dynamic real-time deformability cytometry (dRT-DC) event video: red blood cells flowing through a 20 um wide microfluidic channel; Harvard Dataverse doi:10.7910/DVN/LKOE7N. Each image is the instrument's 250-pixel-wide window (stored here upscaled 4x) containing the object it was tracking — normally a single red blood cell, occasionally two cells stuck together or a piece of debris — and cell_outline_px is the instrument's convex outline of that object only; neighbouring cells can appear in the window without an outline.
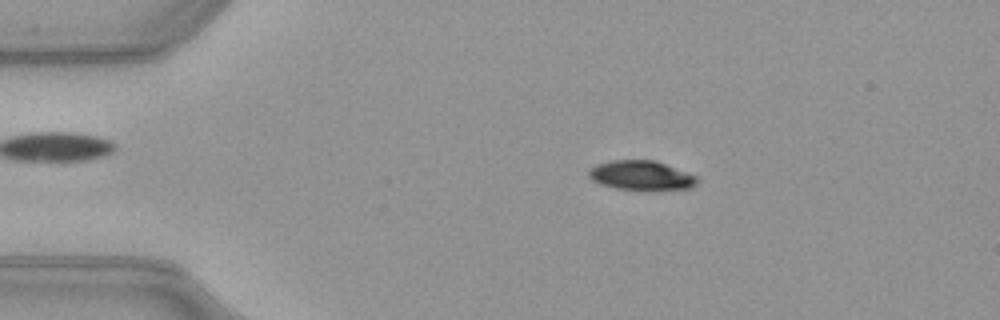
{"species": "common noctule bat (a hibernating species)", "species_latin": "Nyctalus noctula", "temperature_condition": "warm", "stored_images_in_passage": 51, "camera_frame_rate_fps": 3000, "um_per_image_px": 0.085, "animal": {"sex": "female", "body_mass_g": 21.9}, "frame": {"image": 1, "passage_image": 9, "time_ms": 2.667, "image_size_px": [1000, 320], "cell_outline_px": [[700, 180], [692, 188], [644, 192], [616, 188], [600, 184], [592, 180], [588, 176], [588, 172], [596, 164], [612, 160], [656, 160], [696, 176]], "centroid_in_image_um": [54.53, 14.95], "position_along_channel_um": 30.5, "area_um2": 19.13}}
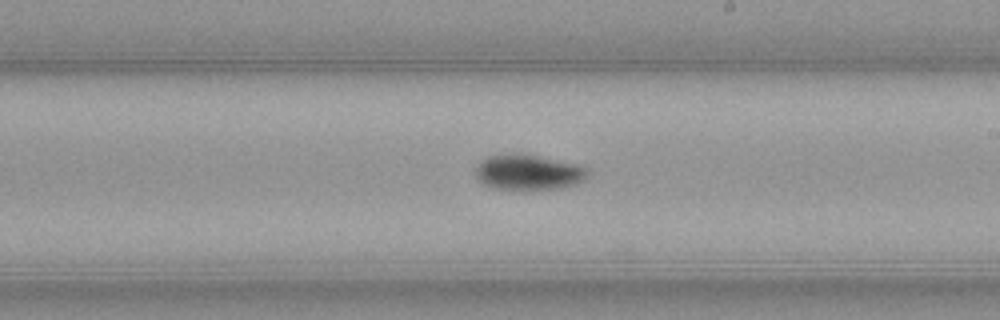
{"frame": {"image": 2, "passage_image": 29, "time_ms": 9.333, "image_size_px": [1000, 320], "cell_outline_px": [[588, 176], [584, 180], [576, 184], [560, 188], [524, 192], [492, 188], [476, 180], [476, 168], [488, 156], [512, 152], [536, 156], [576, 164], [588, 168]], "centroid_in_image_um": [44.9, 14.69], "position_along_channel_um": 244.1, "area_um2": 23.7}}
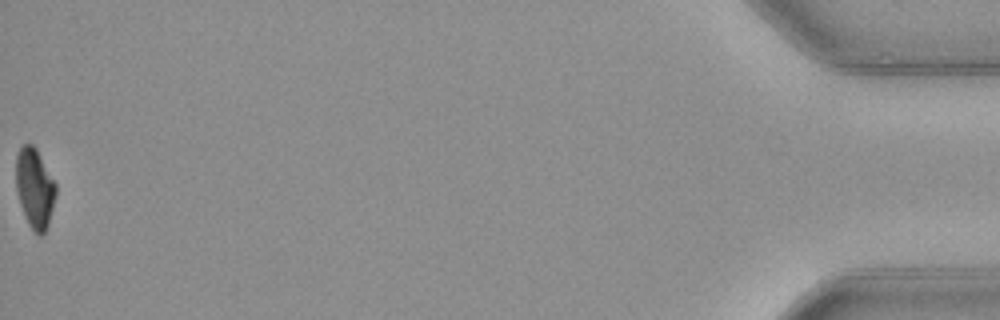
{"frame": {"image": 3, "passage_image": 51, "time_ms": 16.667, "image_size_px": [1000, 320], "cell_outline_px": [[56, 196], [48, 224], [44, 232], [40, 236], [28, 224], [20, 204], [16, 192], [16, 156], [20, 148], [24, 144], [32, 144], [36, 148], [56, 184]], "centroid_in_image_um": [2.94, 15.98], "position_along_channel_um": 432.3, "area_um2": 18.38}, "authors_computed_cell_mechanics": {"area_um2": 20.6924, "velocity_mm_per_s": 4.007, "shape_relaxation_time_tau1_ms": 2.7418, "shape_relaxation_time_tau2_ms": null, "deformation_change_tau1": 0.1265, "deformation_change_tau2": null}}